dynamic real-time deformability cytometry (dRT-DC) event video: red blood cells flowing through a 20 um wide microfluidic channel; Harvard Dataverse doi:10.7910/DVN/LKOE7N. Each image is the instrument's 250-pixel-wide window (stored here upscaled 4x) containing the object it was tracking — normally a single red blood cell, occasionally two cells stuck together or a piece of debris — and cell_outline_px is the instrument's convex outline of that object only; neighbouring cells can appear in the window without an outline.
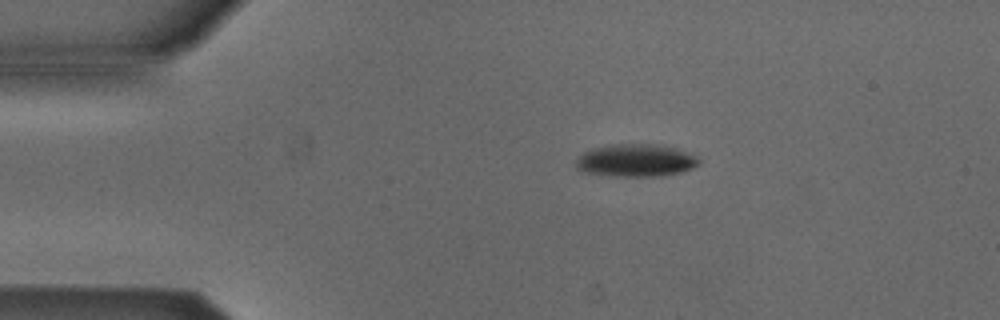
{"species": "Egyptian fruit bat (a non-hibernating species)", "species_latin": "Rousettus aegyptiacus", "temperature_condition": "cold", "stored_images_in_passage": 2, "camera_frame_rate_fps": 3000, "um_per_image_px": 0.085, "animal": {"sex": "male"}, "frame": {"image": 1, "passage_image": 1, "time_ms": 0.0, "image_size_px": [1000, 320], "cell_outline_px": [[700, 164], [692, 168], [680, 172], [660, 176], [616, 176], [588, 172], [576, 168], [576, 160], [584, 152], [592, 148], [608, 144], [660, 144], [676, 148], [700, 160]], "centroid_in_image_um": [54.03, 13.62], "position_along_channel_um": 31.0, "area_um2": 23.12}}